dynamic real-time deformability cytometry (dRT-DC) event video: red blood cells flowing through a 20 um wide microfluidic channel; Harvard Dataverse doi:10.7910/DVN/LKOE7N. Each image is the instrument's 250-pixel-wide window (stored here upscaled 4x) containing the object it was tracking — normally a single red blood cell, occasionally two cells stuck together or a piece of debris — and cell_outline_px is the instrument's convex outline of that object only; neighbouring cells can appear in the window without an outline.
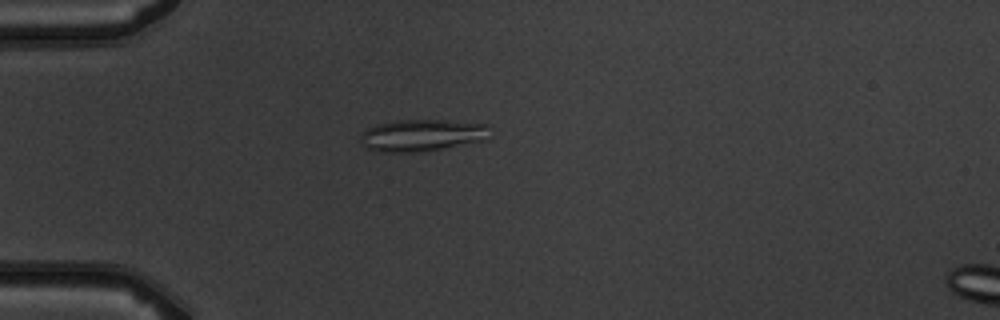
{"species": "common noctule bat (a hibernating species)", "species_latin": "Nyctalus noctula", "temperature_condition": "warm", "stored_images_in_passage": 5, "camera_frame_rate_fps": 3000, "um_per_image_px": 0.085, "animal": {"sex": "male", "body_mass_g": 19.5, "forearm_length_mm": 54.6}, "frame": {"image": 1, "passage_image": 4, "time_ms": 4.333, "image_size_px": [1000, 320], "cell_outline_px": [[488, 140], [444, 148], [420, 152], [376, 152], [368, 148], [364, 144], [360, 136], [360, 132], [364, 128], [376, 124], [396, 120], [444, 120], [488, 124]], "centroid_in_image_um": [35.85, 11.49], "position_along_channel_um": 49.2, "area_um2": 24.33}}